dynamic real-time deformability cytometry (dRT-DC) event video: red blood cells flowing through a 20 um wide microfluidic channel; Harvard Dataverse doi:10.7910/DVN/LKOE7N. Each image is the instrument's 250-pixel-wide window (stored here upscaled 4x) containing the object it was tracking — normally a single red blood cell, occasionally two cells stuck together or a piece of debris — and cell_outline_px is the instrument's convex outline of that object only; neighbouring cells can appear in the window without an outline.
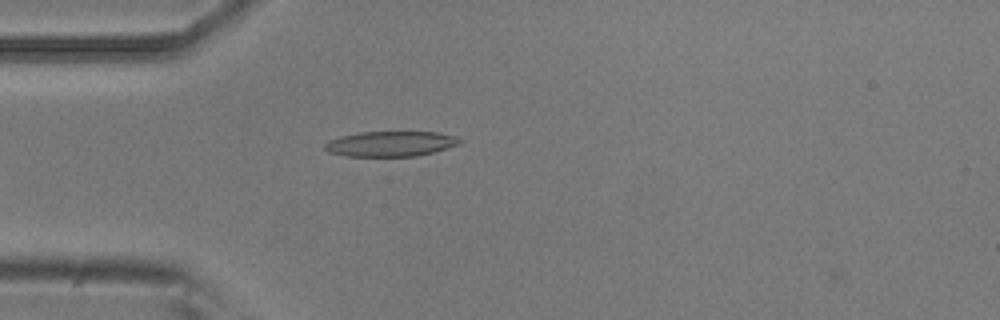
{"species": "common noctule bat (a hibernating species)", "species_latin": "Nyctalus noctula", "temperature_condition": "room temperature", "stored_images_in_passage": 2, "camera_frame_rate_fps": 3000, "um_per_image_px": 0.085, "animal": {"sex": "male", "body_mass_g": 20.5, "forearm_length_mm": 52.5}, "frame": {"image": 1, "passage_image": 2, "time_ms": 0.333, "image_size_px": [1000, 320], "cell_outline_px": [[464, 140], [460, 144], [432, 152], [416, 156], [344, 156], [328, 152], [324, 148], [324, 144], [328, 140], [340, 136], [360, 132], [436, 132], [456, 136]], "centroid_in_image_um": [33.19, 12.22], "position_along_channel_um": 51.8, "area_um2": 19.88}}